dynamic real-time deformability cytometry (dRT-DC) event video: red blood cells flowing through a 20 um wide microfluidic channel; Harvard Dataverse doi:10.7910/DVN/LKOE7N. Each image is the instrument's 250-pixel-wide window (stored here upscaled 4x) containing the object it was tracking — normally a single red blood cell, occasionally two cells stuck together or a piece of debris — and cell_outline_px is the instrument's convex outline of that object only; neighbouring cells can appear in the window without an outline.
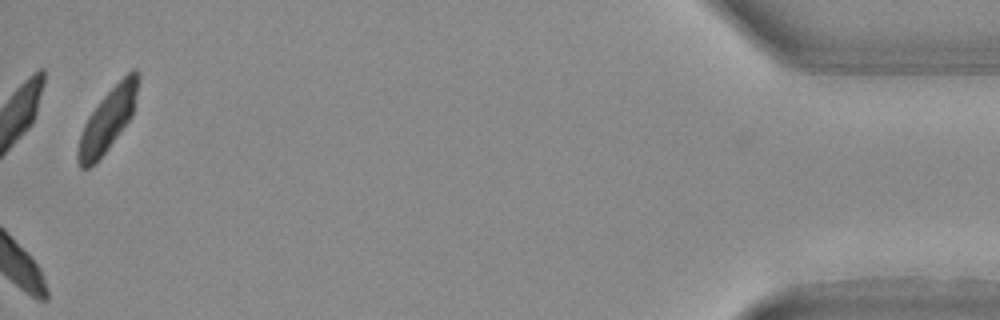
{"species": "Egyptian fruit bat (a non-hibernating species)", "species_latin": "Rousettus aegyptiacus", "temperature_condition": "warm", "stored_images_in_passage": 29, "camera_frame_rate_fps": 3000, "um_per_image_px": 0.085, "animal": {"sex": "female"}, "frame": {"image": 1, "passage_image": 29, "time_ms": 9.333, "image_size_px": [1000, 320], "cell_outline_px": [[140, 80], [132, 116], [108, 148], [88, 168], [80, 168], [80, 136], [84, 124], [88, 116], [100, 100], [132, 68], [136, 68], [140, 72]], "centroid_in_image_um": [9.24, 10.07], "position_along_channel_um": 426.0, "area_um2": 21.1}}